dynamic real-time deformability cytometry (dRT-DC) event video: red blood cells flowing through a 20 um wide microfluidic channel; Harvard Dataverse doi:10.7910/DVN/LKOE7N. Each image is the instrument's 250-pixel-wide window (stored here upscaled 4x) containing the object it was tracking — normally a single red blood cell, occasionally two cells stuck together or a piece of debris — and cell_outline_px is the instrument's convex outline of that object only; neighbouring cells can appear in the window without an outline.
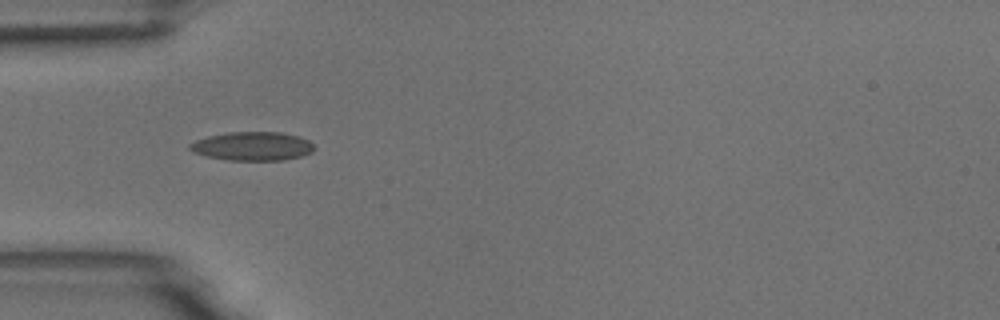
{"species": "common noctule bat (a hibernating species)", "species_latin": "Nyctalus noctula", "temperature_condition": "room temperature", "stored_images_in_passage": 15, "camera_frame_rate_fps": 3000, "um_per_image_px": 0.085, "animal": {"sex": "male", "body_mass_g": 18.8}, "frame": {"image": 1, "passage_image": 5, "time_ms": 1.333, "image_size_px": [1000, 320], "cell_outline_px": [[312, 152], [300, 156], [284, 160], [228, 160], [208, 156], [192, 152], [188, 148], [188, 144], [196, 140], [208, 136], [228, 132], [280, 132], [300, 136], [308, 140], [312, 144]], "centroid_in_image_um": [21.43, 12.42], "position_along_channel_um": 63.6, "area_um2": 20.75}}
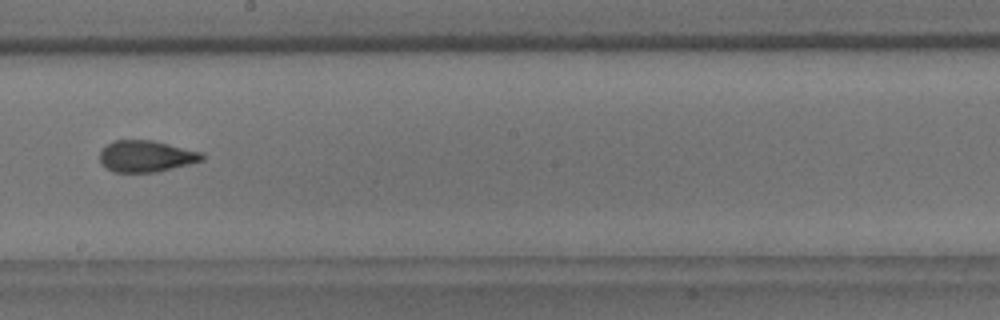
{"frame": {"image": 2, "passage_image": 9, "time_ms": 2.667, "image_size_px": [1000, 320], "cell_outline_px": [[204, 160], [156, 172], [112, 172], [100, 164], [100, 152], [108, 144], [116, 140], [152, 140], [204, 152]], "centroid_in_image_um": [12.43, 13.28], "position_along_channel_um": 235.8, "area_um2": 18.79}}